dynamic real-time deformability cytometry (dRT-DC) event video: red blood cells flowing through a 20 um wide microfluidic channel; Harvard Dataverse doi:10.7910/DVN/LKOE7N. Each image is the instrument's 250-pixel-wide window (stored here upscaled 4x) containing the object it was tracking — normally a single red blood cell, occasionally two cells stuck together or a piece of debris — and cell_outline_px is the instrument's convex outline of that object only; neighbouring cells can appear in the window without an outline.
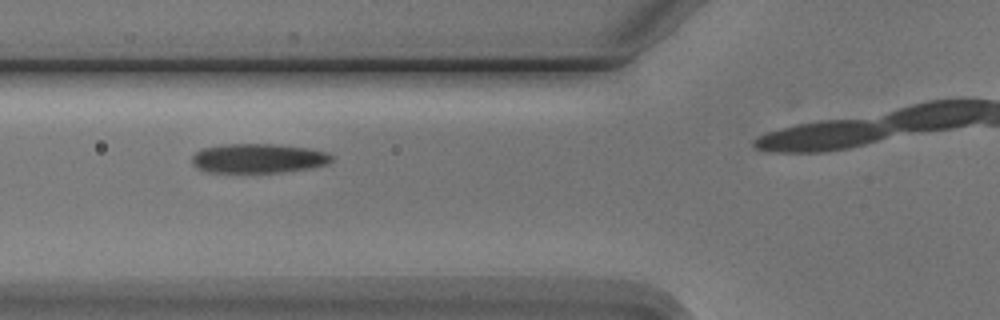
{"species": "Egyptian fruit bat (a non-hibernating species)", "species_latin": "Rousettus aegyptiacus", "temperature_condition": "cold", "stored_images_in_passage": 4, "camera_frame_rate_fps": 3000, "um_per_image_px": 0.085, "animal": {"sex": "male"}, "frame": {"image": 1, "passage_image": 3, "time_ms": 2.333, "image_size_px": [1000, 320], "cell_outline_px": [[332, 160], [328, 164], [308, 168], [280, 172], [208, 172], [196, 168], [192, 164], [192, 156], [200, 148], [220, 144], [272, 144], [308, 148], [328, 152], [332, 156]], "centroid_in_image_um": [21.91, 13.45], "position_along_channel_um": 103.9, "area_um2": 23.99}}